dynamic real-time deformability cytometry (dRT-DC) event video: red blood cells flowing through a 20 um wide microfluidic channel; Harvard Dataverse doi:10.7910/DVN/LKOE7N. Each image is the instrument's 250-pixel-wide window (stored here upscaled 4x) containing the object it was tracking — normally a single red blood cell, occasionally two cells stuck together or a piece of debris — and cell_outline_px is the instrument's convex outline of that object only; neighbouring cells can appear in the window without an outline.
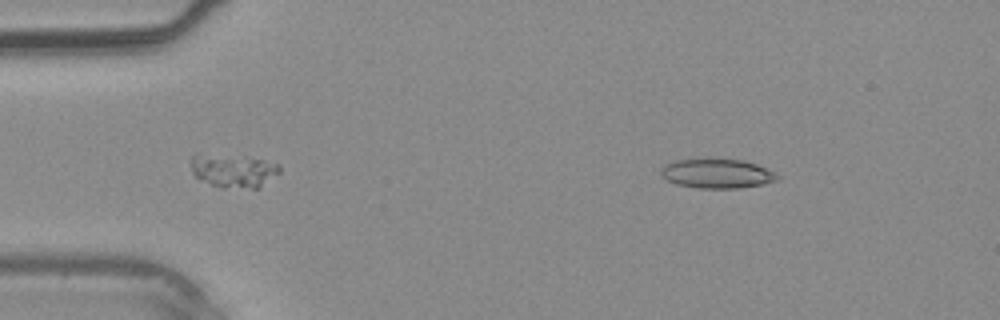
{"species": "common noctule bat (a hibernating species)", "species_latin": "Nyctalus noctula", "temperature_condition": "warm", "stored_images_in_passage": 34, "camera_frame_rate_fps": 3000, "um_per_image_px": 0.085, "animal": {"sex": "male", "body_mass_g": 20.4}, "frame": {"image": 1, "passage_image": 1, "time_ms": 0.0, "image_size_px": [1000, 320], "cell_outline_px": [[780, 176], [776, 180], [760, 184], [740, 188], [696, 188], [676, 184], [660, 176], [660, 168], [664, 164], [676, 160], [744, 160], [756, 164], [776, 172]], "centroid_in_image_um": [60.92, 14.76], "position_along_channel_um": 24.1, "area_um2": 19.71}}
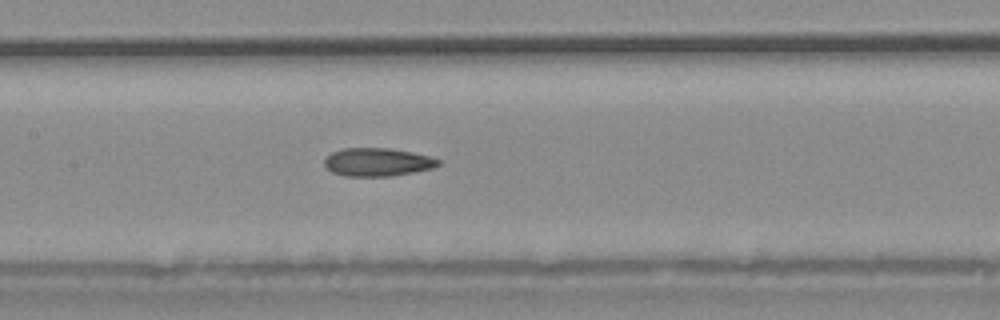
{"frame": {"image": 2, "passage_image": 14, "time_ms": 4.333, "image_size_px": [1000, 320], "cell_outline_px": [[440, 164], [432, 168], [416, 172], [392, 176], [344, 176], [332, 172], [324, 164], [324, 160], [332, 152], [344, 148], [392, 148], [412, 152], [428, 156], [440, 160]], "centroid_in_image_um": [32.09, 13.78], "position_along_channel_um": 175.3, "area_um2": 18.73}}
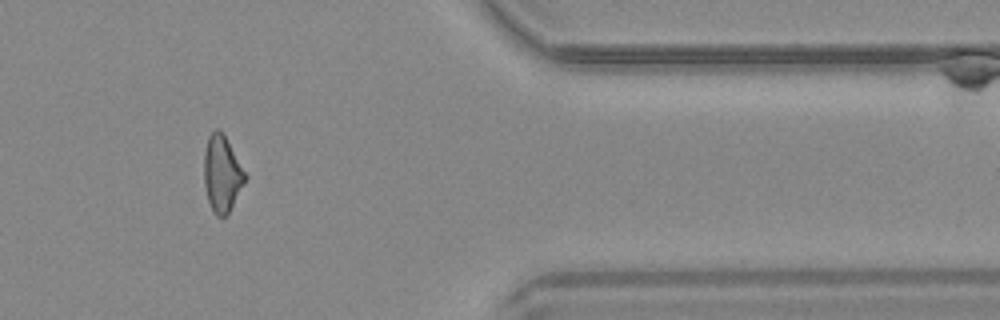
{"frame": {"image": 3, "passage_image": 28, "time_ms": 9.0, "image_size_px": [1000, 320], "cell_outline_px": [[248, 176], [244, 184], [228, 212], [224, 216], [216, 216], [208, 200], [204, 184], [204, 152], [208, 136], [216, 128], [224, 136]], "centroid_in_image_um": [18.86, 14.77], "position_along_channel_um": 392.5, "area_um2": 17.86}}